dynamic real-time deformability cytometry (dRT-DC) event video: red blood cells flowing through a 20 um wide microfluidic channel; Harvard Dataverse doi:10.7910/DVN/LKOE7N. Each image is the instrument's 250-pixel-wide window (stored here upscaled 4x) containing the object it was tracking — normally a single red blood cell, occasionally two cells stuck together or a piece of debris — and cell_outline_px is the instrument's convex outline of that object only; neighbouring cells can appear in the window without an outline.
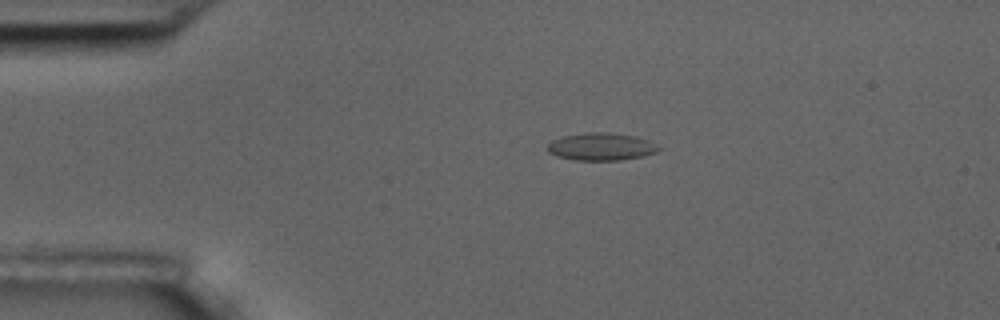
{"species": "common noctule bat (a hibernating species)", "species_latin": "Nyctalus noctula", "temperature_condition": "room temperature", "stored_images_in_passage": 5, "camera_frame_rate_fps": 3000, "um_per_image_px": 0.085, "animal": {"sex": "male", "body_mass_g": 17.5, "forearm_length_mm": 52.3}, "frame": {"image": 1, "passage_image": 1, "time_ms": 0.0, "image_size_px": [1000, 320], "cell_outline_px": [[660, 148], [656, 152], [640, 156], [620, 160], [572, 160], [556, 156], [548, 152], [548, 144], [552, 140], [564, 136], [588, 132], [608, 132], [636, 136], [648, 140]], "centroid_in_image_um": [51.06, 12.46], "position_along_channel_um": 33.9, "area_um2": 17.69}}
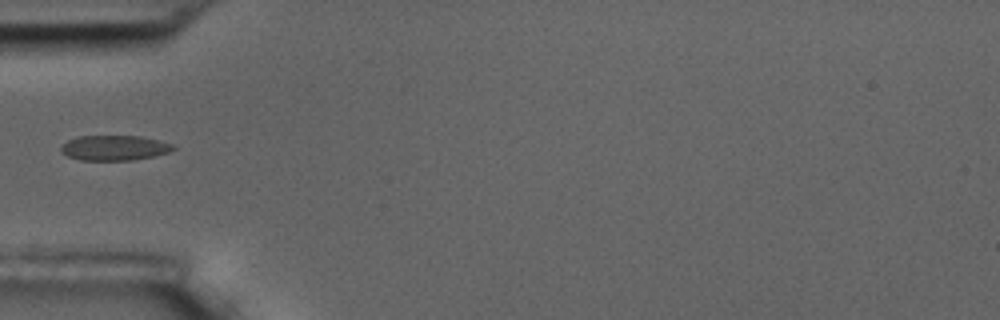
{"frame": {"image": 2, "passage_image": 3, "time_ms": 2.333, "image_size_px": [1000, 320], "cell_outline_px": [[176, 148], [168, 152], [156, 156], [132, 160], [80, 160], [68, 156], [60, 152], [60, 144], [76, 136], [140, 136], [172, 144]], "centroid_in_image_um": [9.67, 12.57], "position_along_channel_um": 75.3, "area_um2": 16.47}}